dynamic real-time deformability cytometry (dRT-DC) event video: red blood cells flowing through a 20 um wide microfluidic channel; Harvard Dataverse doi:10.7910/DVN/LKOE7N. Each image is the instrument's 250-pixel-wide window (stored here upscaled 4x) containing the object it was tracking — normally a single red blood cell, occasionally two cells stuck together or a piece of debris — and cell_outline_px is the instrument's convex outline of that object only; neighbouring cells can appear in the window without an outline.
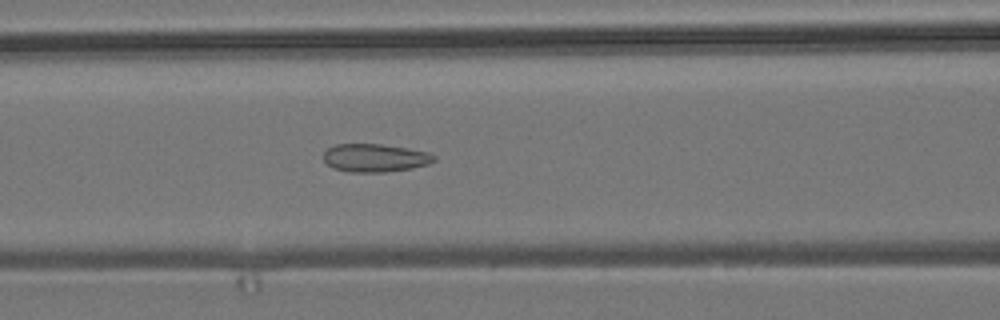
{"species": "common noctule bat (a hibernating species)", "species_latin": "Nyctalus noctula", "temperature_condition": "room temperature", "stored_images_in_passage": 53, "camera_frame_rate_fps": 3000, "um_per_image_px": 0.085, "animal": {"sex": "male", "body_mass_g": 19.2, "forearm_length_mm": 51.8}, "frame": {"image": 1, "passage_image": 22, "time_ms": 7.0, "image_size_px": [1000, 320], "cell_outline_px": [[436, 160], [428, 164], [412, 168], [384, 172], [348, 172], [336, 168], [328, 164], [324, 160], [324, 152], [328, 148], [336, 144], [380, 144], [408, 148], [428, 152], [436, 156]], "centroid_in_image_um": [31.9, 13.41], "position_along_channel_um": 134.7, "area_um2": 18.03}}
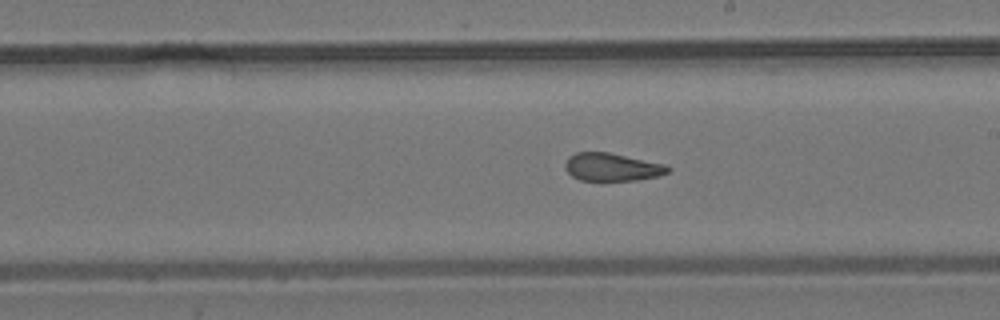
{"frame": {"image": 2, "passage_image": 30, "time_ms": 9.667, "image_size_px": [1000, 320], "cell_outline_px": [[672, 168], [668, 172], [660, 176], [636, 180], [580, 180], [572, 176], [564, 168], [564, 164], [568, 156], [576, 152], [608, 152], [664, 164]], "centroid_in_image_um": [52.0, 14.2], "position_along_channel_um": 237.0, "area_um2": 16.7}}
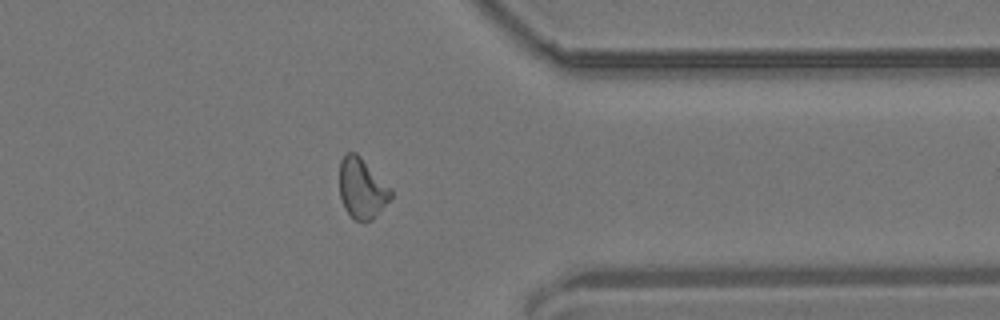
{"frame": {"image": 3, "passage_image": 42, "time_ms": 13.667, "image_size_px": [1000, 320], "cell_outline_px": [[392, 196], [372, 220], [356, 220], [344, 208], [340, 196], [340, 160], [348, 152], [356, 152], [392, 188]], "centroid_in_image_um": [30.77, 15.98], "position_along_channel_um": 380.6, "area_um2": 17.86}, "authors_computed_cell_mechanics": {"area_um2": 18.0336, "velocity_mm_per_s": 3.8436, "shape_relaxation_time_tau1_ms": null, "shape_relaxation_time_tau2_ms": 2.1076, "deformation_change_tau1": null, "deformation_change_tau2": 0.085}}